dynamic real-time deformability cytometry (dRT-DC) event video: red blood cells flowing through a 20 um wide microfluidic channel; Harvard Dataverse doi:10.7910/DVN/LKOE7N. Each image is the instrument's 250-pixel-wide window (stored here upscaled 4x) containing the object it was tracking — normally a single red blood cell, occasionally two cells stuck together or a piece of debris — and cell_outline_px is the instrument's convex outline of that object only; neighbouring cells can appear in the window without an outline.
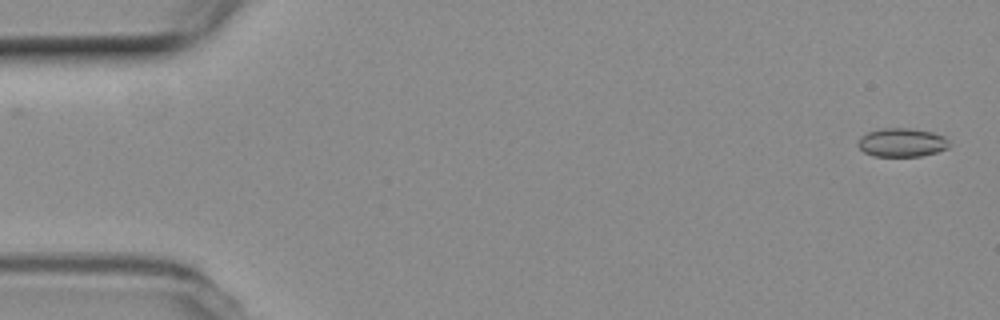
{"species": "common noctule bat (a hibernating species)", "species_latin": "Nyctalus noctula", "temperature_condition": "room temperature", "stored_images_in_passage": 54, "camera_frame_rate_fps": 3000, "um_per_image_px": 0.085, "animal": {"sex": "female", "body_mass_g": 19.3, "forearm_length_mm": 54.1}, "frame": {"image": 1, "passage_image": 1, "time_ms": 0.0, "image_size_px": [1000, 320], "cell_outline_px": [[952, 144], [948, 148], [936, 152], [920, 156], [872, 156], [864, 152], [856, 144], [860, 136], [868, 132], [884, 128], [912, 128], [932, 132], [944, 136]], "centroid_in_image_um": [76.66, 12.11], "position_along_channel_um": 8.3, "area_um2": 15.37}}
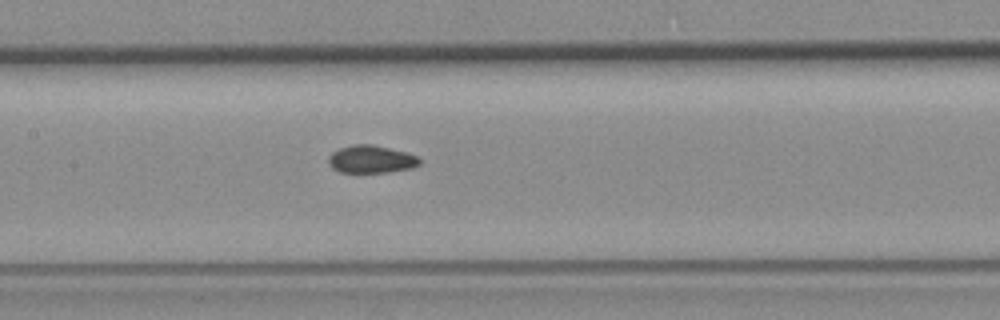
{"frame": {"image": 2, "passage_image": 25, "time_ms": 8.0, "image_size_px": [1000, 320], "cell_outline_px": [[420, 164], [412, 168], [388, 172], [340, 172], [332, 168], [328, 164], [328, 156], [332, 152], [340, 148], [352, 144], [372, 144], [408, 152], [416, 156], [420, 160]], "centroid_in_image_um": [31.53, 13.53], "position_along_channel_um": 175.9, "area_um2": 14.8}}
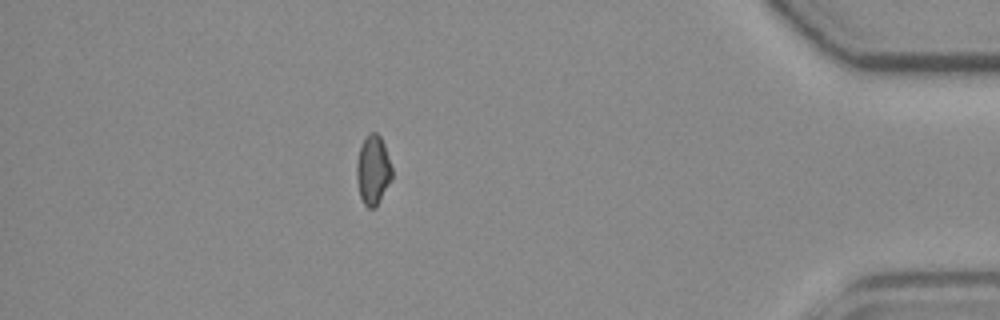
{"frame": {"image": 3, "passage_image": 47, "time_ms": 15.333, "image_size_px": [1000, 320], "cell_outline_px": [[392, 180], [376, 208], [368, 208], [364, 204], [360, 196], [356, 176], [356, 164], [360, 144], [372, 132], [376, 132], [380, 136], [384, 144], [392, 168]], "centroid_in_image_um": [31.71, 14.49], "position_along_channel_um": 403.5, "area_um2": 14.39}, "authors_computed_cell_mechanics": {"area_um2": 14.9702, "velocity_mm_per_s": 3.7887, "shape_relaxation_time_tau1_ms": null, "shape_relaxation_time_tau2_ms": 1.7401, "deformation_change_tau1": null, "deformation_change_tau2": 0.0521}}